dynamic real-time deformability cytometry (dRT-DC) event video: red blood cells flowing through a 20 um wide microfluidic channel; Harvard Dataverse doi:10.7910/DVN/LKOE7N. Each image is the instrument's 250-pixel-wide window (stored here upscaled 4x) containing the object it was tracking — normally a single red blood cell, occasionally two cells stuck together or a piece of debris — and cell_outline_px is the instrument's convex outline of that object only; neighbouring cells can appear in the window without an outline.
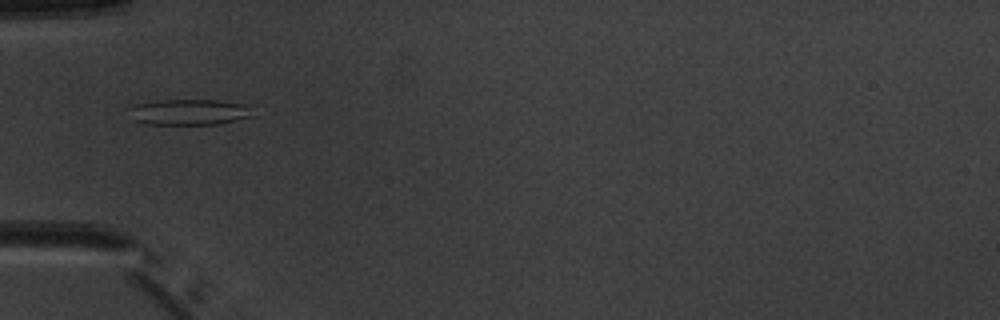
{"species": "common noctule bat (a hibernating species)", "species_latin": "Nyctalus noctula", "temperature_condition": "warm", "stored_images_in_passage": 5, "camera_frame_rate_fps": 3000, "um_per_image_px": 0.085, "animal": {"sex": "male", "body_mass_g": 20.1, "forearm_length_mm": 53.5}, "frame": {"image": 1, "passage_image": 5, "time_ms": 4.667, "image_size_px": [1000, 320], "cell_outline_px": [[256, 116], [220, 124], [144, 124], [132, 120], [124, 108], [136, 104], [156, 100], [216, 100], [244, 104]], "centroid_in_image_um": [15.99, 9.53], "position_along_channel_um": 69.0, "area_um2": 19.02}}